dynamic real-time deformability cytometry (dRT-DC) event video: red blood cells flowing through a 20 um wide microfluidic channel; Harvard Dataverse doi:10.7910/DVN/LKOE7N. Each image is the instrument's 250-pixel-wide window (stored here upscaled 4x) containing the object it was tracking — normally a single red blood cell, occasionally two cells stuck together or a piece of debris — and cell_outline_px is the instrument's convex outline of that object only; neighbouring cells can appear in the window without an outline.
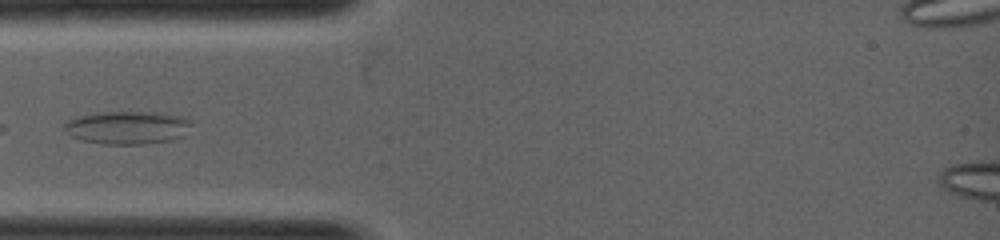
{"species": "common noctule bat (a hibernating species)", "species_latin": "Nyctalus noctula", "temperature_condition": "warm", "stored_images_in_passage": 4, "camera_frame_rate_fps": 5000, "um_per_image_px": 0.085, "animal": {"sex": "female", "body_mass_g": 19.0, "forearm_length_mm": 53.3}, "frame": {"image": 1, "passage_image": 1, "time_ms": 0.0, "image_size_px": [1000, 240], "cell_outline_px": [[192, 124], [184, 136], [172, 140], [144, 144], [100, 144], [84, 140], [72, 136], [64, 128], [64, 124], [68, 120], [76, 116], [96, 112], [160, 112], [184, 116], [192, 120]], "centroid_in_image_um": [10.88, 10.83], "position_along_channel_um": 74.1, "area_um2": 24.8}}
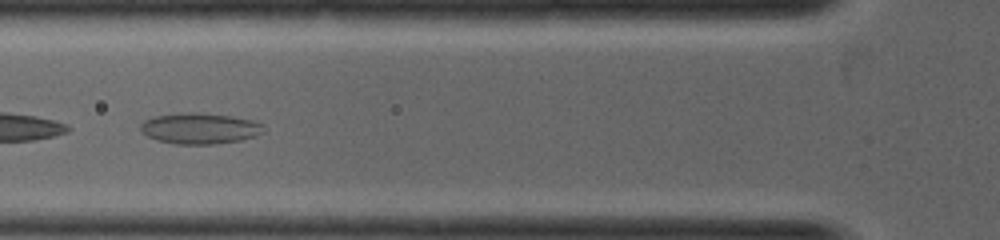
{"frame": {"image": 2, "passage_image": 2, "time_ms": 0.2, "image_size_px": [1000, 240], "cell_outline_px": [[264, 132], [256, 136], [244, 140], [212, 144], [176, 144], [156, 140], [148, 136], [140, 128], [140, 124], [144, 120], [152, 116], [184, 112], [200, 112], [232, 116], [252, 120], [264, 124]], "centroid_in_image_um": [17.01, 10.9], "position_along_channel_um": 108.8, "area_um2": 22.48}}